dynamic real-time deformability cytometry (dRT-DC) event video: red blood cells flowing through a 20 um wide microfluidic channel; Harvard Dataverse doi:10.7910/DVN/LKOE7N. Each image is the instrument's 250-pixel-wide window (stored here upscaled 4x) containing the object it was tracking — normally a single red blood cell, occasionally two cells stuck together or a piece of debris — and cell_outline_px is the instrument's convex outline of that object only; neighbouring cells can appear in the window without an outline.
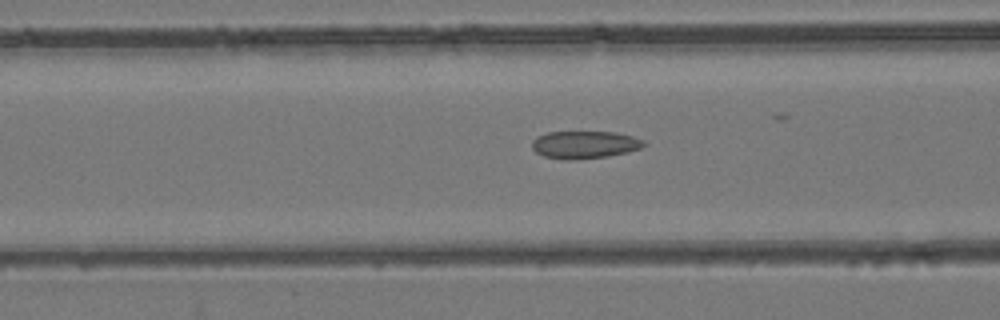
{"species": "common noctule bat (a hibernating species)", "species_latin": "Nyctalus noctula", "temperature_condition": "room temperature", "stored_images_in_passage": 53, "camera_frame_rate_fps": 3000, "um_per_image_px": 0.085, "animal": {"sex": "female", "body_mass_g": 24.6, "forearm_length_mm": 56.2}, "frame": {"image": 1, "passage_image": 21, "time_ms": 6.667, "image_size_px": [1000, 320], "cell_outline_px": [[648, 144], [640, 148], [628, 152], [608, 156], [572, 160], [560, 160], [544, 156], [536, 152], [532, 148], [532, 140], [536, 136], [548, 132], [616, 132], [632, 136], [644, 140]], "centroid_in_image_um": [49.69, 12.3], "position_along_channel_um": 116.9, "area_um2": 18.15}}
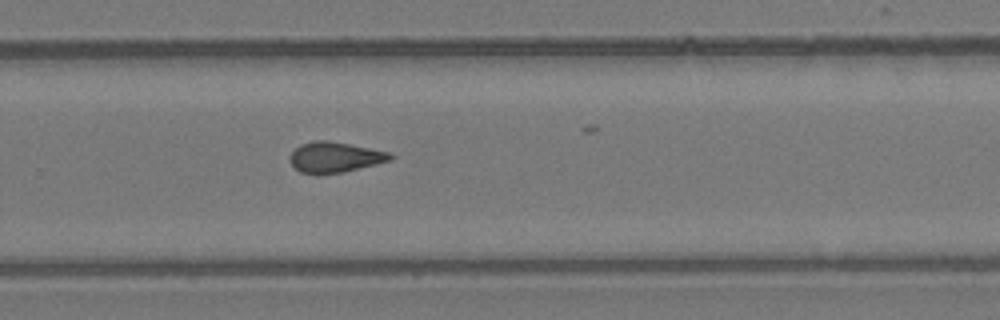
{"frame": {"image": 2, "passage_image": 35, "time_ms": 11.333, "image_size_px": [1000, 320], "cell_outline_px": [[396, 156], [392, 160], [344, 172], [316, 176], [300, 172], [288, 160], [288, 156], [300, 144], [312, 140], [328, 140], [388, 152]], "centroid_in_image_um": [28.42, 13.38], "position_along_channel_um": 301.4, "area_um2": 18.15}}
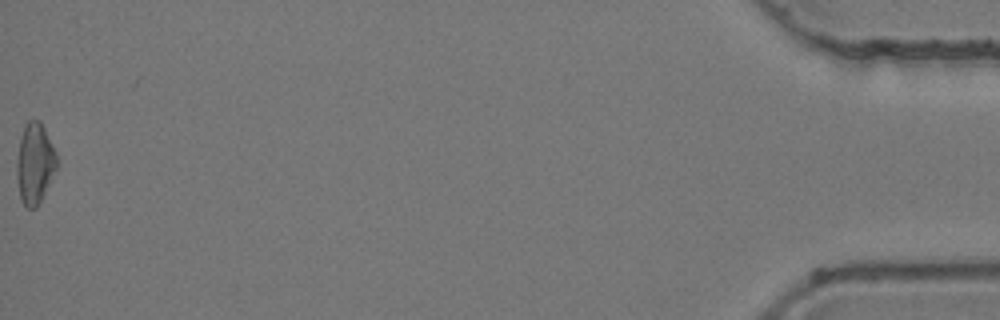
{"frame": {"image": 3, "passage_image": 53, "time_ms": 17.333, "image_size_px": [1000, 320], "cell_outline_px": [[56, 168], [36, 208], [28, 208], [20, 200], [16, 176], [16, 160], [20, 140], [24, 124], [28, 120], [40, 120], [56, 152]], "centroid_in_image_um": [2.92, 13.87], "position_along_channel_um": 432.3, "area_um2": 18.61}, "authors_computed_cell_mechanics": {"area_um2": 18.1492, "velocity_mm_per_s": 3.9548, "shape_relaxation_time_tau1_ms": null, "shape_relaxation_time_tau2_ms": 2.5198, "deformation_change_tau1": null, "deformation_change_tau2": 0.0913}}